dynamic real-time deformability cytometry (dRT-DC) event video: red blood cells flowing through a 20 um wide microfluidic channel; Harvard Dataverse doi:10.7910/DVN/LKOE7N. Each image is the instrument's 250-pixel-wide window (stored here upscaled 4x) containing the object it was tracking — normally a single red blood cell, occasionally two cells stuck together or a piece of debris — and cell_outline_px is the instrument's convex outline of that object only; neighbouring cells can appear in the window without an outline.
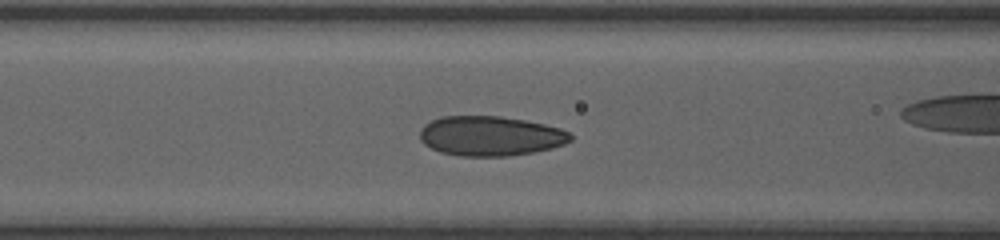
{"species": "human", "species_latin": "Homo sapiens", "temperature_condition": "room temperature", "stored_images_in_passage": 37, "camera_frame_rate_fps": 3000, "um_per_image_px": 0.085, "donor": {"sex": "female"}, "frame": {"image": 1, "passage_image": 11, "time_ms": 3.333, "image_size_px": [1000, 240], "cell_outline_px": [[572, 140], [564, 144], [552, 148], [532, 152], [508, 156], [460, 156], [440, 152], [424, 144], [420, 140], [420, 128], [424, 124], [440, 116], [500, 116], [524, 120], [544, 124], [560, 128], [568, 132], [572, 136]], "centroid_in_image_um": [41.66, 11.55], "position_along_channel_um": 124.9, "area_um2": 34.97}, "authors_computed_cell_mechanics": {"area_um2": 34.7956, "velocity_mm_per_s": 4.0571, "shape_relaxation_time_tau1_ms": 4.3521, "shape_relaxation_time_tau2_ms": 0.7532, "deformation_change_tau1": 0.1578, "deformation_change_tau2": 0.0658}}